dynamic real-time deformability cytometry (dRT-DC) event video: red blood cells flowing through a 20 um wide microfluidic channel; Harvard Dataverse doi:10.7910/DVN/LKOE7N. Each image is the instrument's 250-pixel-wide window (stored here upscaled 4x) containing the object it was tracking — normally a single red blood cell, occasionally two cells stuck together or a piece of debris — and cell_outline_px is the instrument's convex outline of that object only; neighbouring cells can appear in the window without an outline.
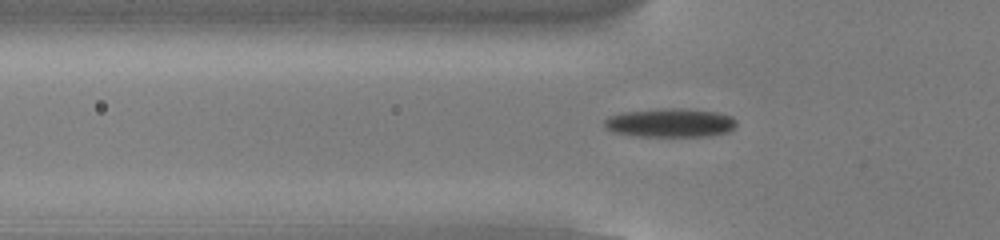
{"species": "common noctule bat (a hibernating species)", "species_latin": "Nyctalus noctula", "temperature_condition": "cold", "stored_images_in_passage": 54, "camera_frame_rate_fps": 3000, "um_per_image_px": 0.085, "animal": {"sex": "male", "body_mass_g": 13.0, "forearm_length_mm": 53.1}, "frame": {"image": 1, "passage_image": 18, "time_ms": 5.667, "image_size_px": [1000, 240], "cell_outline_px": [[736, 124], [728, 132], [712, 136], [636, 136], [612, 132], [604, 124], [604, 120], [608, 116], [620, 112], [668, 108], [680, 108], [716, 112], [732, 116], [736, 120]], "centroid_in_image_um": [56.96, 10.44], "position_along_channel_um": 68.8, "area_um2": 22.2}}
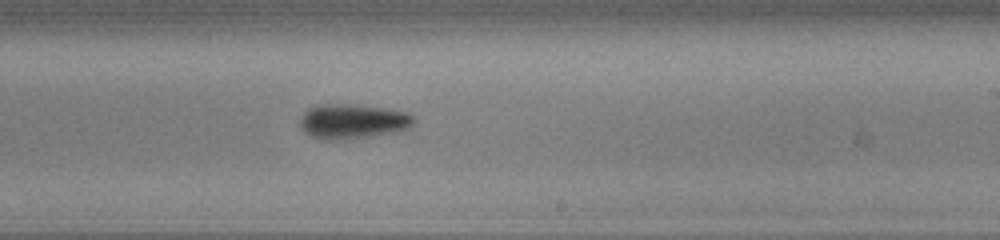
{"frame": {"image": 2, "passage_image": 33, "time_ms": 10.667, "image_size_px": [1000, 240], "cell_outline_px": [[412, 124], [408, 128], [400, 132], [368, 136], [328, 140], [320, 140], [304, 132], [300, 128], [300, 116], [308, 108], [316, 104], [348, 104], [388, 108], [408, 112], [412, 116]], "centroid_in_image_um": [29.94, 10.3], "position_along_channel_um": 259.1, "area_um2": 23.12}}
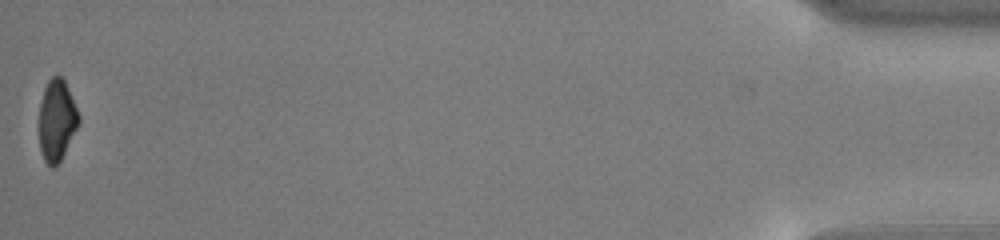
{"frame": {"image": 3, "passage_image": 54, "time_ms": 17.667, "image_size_px": [1000, 240], "cell_outline_px": [[80, 124], [60, 160], [52, 168], [44, 160], [40, 148], [40, 104], [44, 88], [48, 80], [52, 76], [60, 76], [64, 80], [80, 116]], "centroid_in_image_um": [4.84, 10.21], "position_along_channel_um": 430.4, "area_um2": 18.5}, "authors_computed_cell_mechanics": {"area_um2": 20.9814, "velocity_mm_per_s": 3.818, "shape_relaxation_time_tau1_ms": 3.5068, "shape_relaxation_time_tau2_ms": null, "deformation_change_tau1": 0.1217, "deformation_change_tau2": null}}